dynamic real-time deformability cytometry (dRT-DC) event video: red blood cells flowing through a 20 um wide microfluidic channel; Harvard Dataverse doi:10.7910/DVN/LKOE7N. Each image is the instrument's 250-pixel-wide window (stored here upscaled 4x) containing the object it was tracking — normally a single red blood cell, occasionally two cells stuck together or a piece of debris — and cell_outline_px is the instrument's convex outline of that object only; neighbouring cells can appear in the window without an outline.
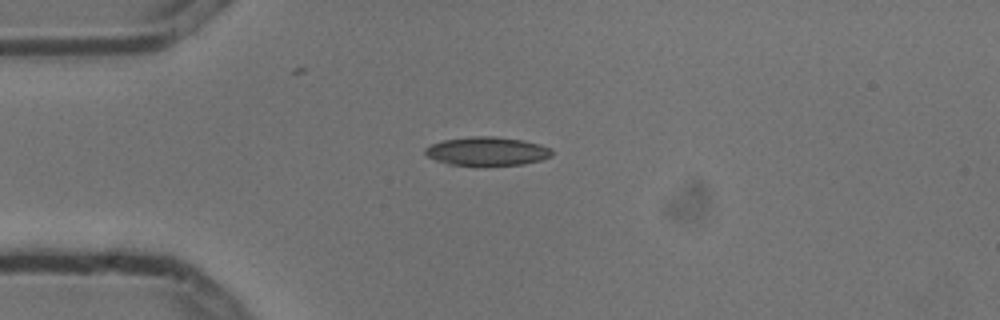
{"species": "common noctule bat (a hibernating species)", "species_latin": "Nyctalus noctula", "temperature_condition": "cold", "stored_images_in_passage": 4, "camera_frame_rate_fps": 3000, "um_per_image_px": 0.085, "animal": {"sex": "male", "body_mass_g": 13.3}, "frame": {"image": 1, "passage_image": 1, "time_ms": 0.0, "image_size_px": [1000, 320], "cell_outline_px": [[552, 156], [540, 160], [524, 164], [448, 164], [436, 160], [428, 156], [424, 152], [424, 148], [432, 144], [444, 140], [472, 136], [492, 136], [524, 140], [540, 144], [548, 148], [552, 152]], "centroid_in_image_um": [41.39, 12.83], "position_along_channel_um": 43.6, "area_um2": 20.69}}
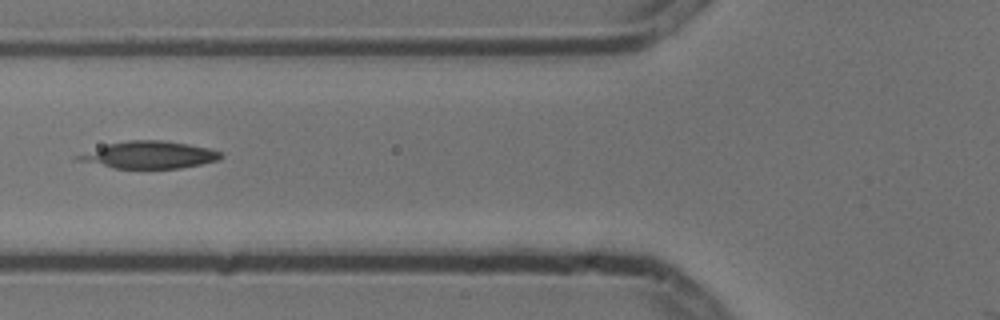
{"frame": {"image": 2, "passage_image": 3, "time_ms": 0.667, "image_size_px": [1000, 320], "cell_outline_px": [[224, 156], [220, 160], [180, 168], [112, 168], [76, 160], [72, 156], [108, 144], [128, 140], [160, 140], [188, 144], [208, 148], [220, 152]], "centroid_in_image_um": [12.66, 13.17], "position_along_channel_um": 113.1, "area_um2": 22.54}}
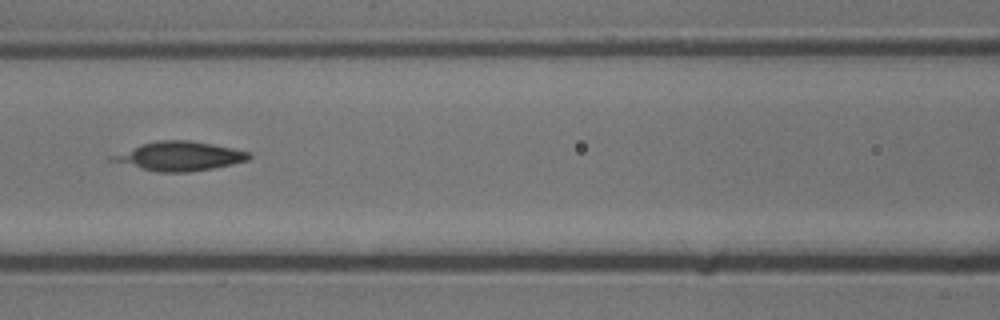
{"frame": {"image": 3, "passage_image": 4, "time_ms": 1.0, "image_size_px": [1000, 320], "cell_outline_px": [[252, 156], [248, 160], [232, 164], [212, 168], [188, 172], [156, 172], [108, 160], [108, 156], [140, 144], [156, 140], [192, 140], [252, 152]], "centroid_in_image_um": [15.23, 13.26], "position_along_channel_um": 151.4, "area_um2": 23.29}}